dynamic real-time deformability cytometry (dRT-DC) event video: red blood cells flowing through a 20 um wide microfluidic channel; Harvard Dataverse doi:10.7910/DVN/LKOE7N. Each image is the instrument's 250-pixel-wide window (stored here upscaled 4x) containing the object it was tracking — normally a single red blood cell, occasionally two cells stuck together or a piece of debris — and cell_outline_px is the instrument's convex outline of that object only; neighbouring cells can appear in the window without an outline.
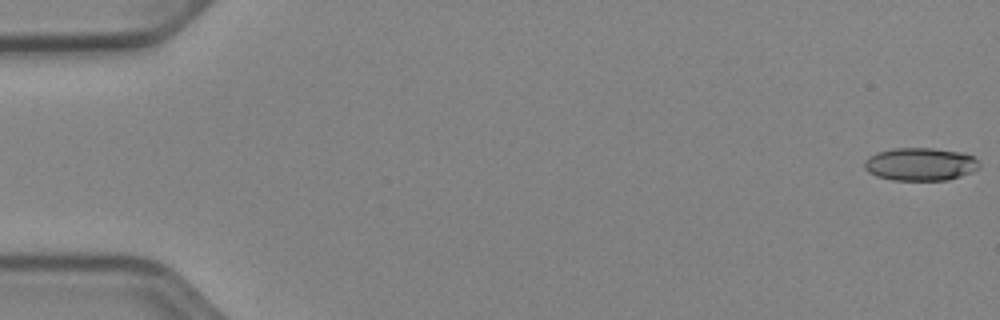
{"species": "Egyptian fruit bat (a non-hibernating species)", "species_latin": "Rousettus aegyptiacus", "temperature_condition": "cold", "stored_images_in_passage": 53, "camera_frame_rate_fps": 3000, "um_per_image_px": 0.085, "animal": {"sex": "female"}, "frame": {"image": 1, "passage_image": 1, "time_ms": 0.0, "image_size_px": [1000, 320], "cell_outline_px": [[980, 168], [972, 172], [948, 180], [892, 180], [876, 176], [868, 172], [864, 168], [864, 160], [868, 156], [876, 152], [892, 148], [932, 148], [964, 152], [976, 156], [980, 164]], "centroid_in_image_um": [78.24, 13.94], "position_along_channel_um": 6.8, "area_um2": 22.48}}
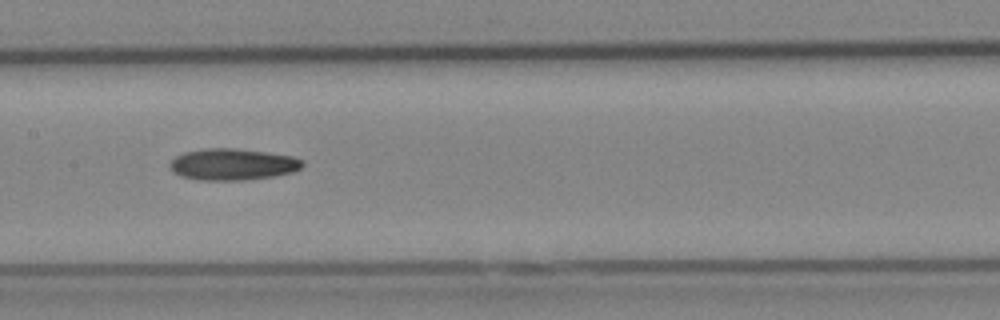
{"frame": {"image": 2, "passage_image": 27, "time_ms": 8.667, "image_size_px": [1000, 320], "cell_outline_px": [[304, 164], [300, 168], [292, 172], [276, 176], [244, 180], [200, 180], [180, 176], [172, 172], [168, 164], [176, 156], [184, 152], [204, 148], [236, 148], [292, 156], [304, 160]], "centroid_in_image_um": [19.75, 13.97], "position_along_channel_um": 187.6, "area_um2": 24.51}}
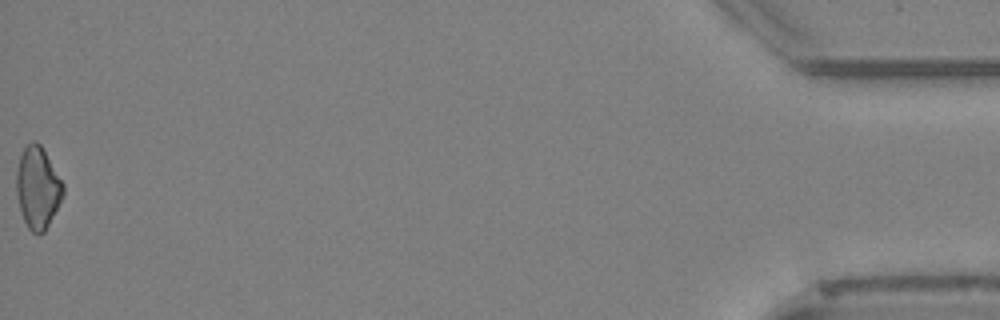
{"frame": {"image": 3, "passage_image": 53, "time_ms": 17.333, "image_size_px": [1000, 320], "cell_outline_px": [[64, 196], [44, 232], [32, 232], [28, 228], [24, 220], [20, 208], [16, 192], [16, 172], [20, 156], [24, 148], [32, 140], [36, 140], [40, 144], [64, 184]], "centroid_in_image_um": [3.21, 15.93], "position_along_channel_um": 432.0, "area_um2": 22.08}}